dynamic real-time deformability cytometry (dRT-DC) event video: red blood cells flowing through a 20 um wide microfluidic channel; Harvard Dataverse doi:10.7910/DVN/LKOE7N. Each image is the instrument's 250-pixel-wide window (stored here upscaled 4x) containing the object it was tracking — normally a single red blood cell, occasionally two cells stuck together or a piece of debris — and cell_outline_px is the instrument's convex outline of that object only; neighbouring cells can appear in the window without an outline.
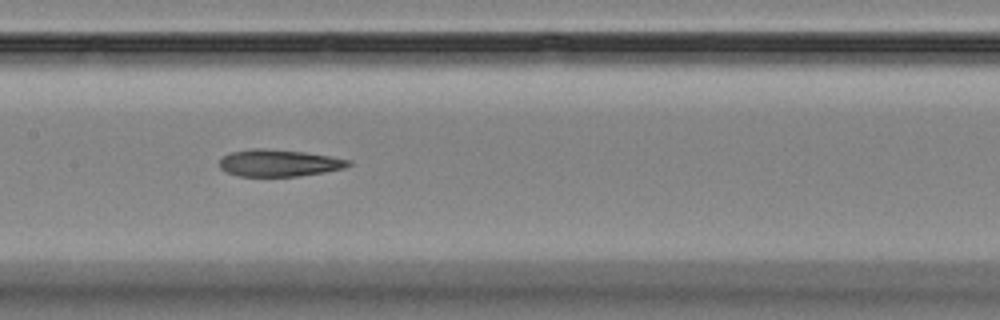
{"species": "Egyptian fruit bat (a non-hibernating species)", "species_latin": "Rousettus aegyptiacus", "temperature_condition": "room temperature", "stored_images_in_passage": 8, "camera_frame_rate_fps": 3000, "um_per_image_px": 0.085, "animal": {"sex": "female"}, "frame": {"image": 1, "passage_image": 7, "time_ms": 6.667, "image_size_px": [1000, 320], "cell_outline_px": [[352, 164], [344, 168], [324, 172], [296, 176], [240, 176], [224, 172], [220, 168], [220, 160], [224, 156], [232, 152], [252, 148], [264, 148], [304, 152], [352, 160]], "centroid_in_image_um": [23.7, 13.85], "position_along_channel_um": 183.7, "area_um2": 20.17}}
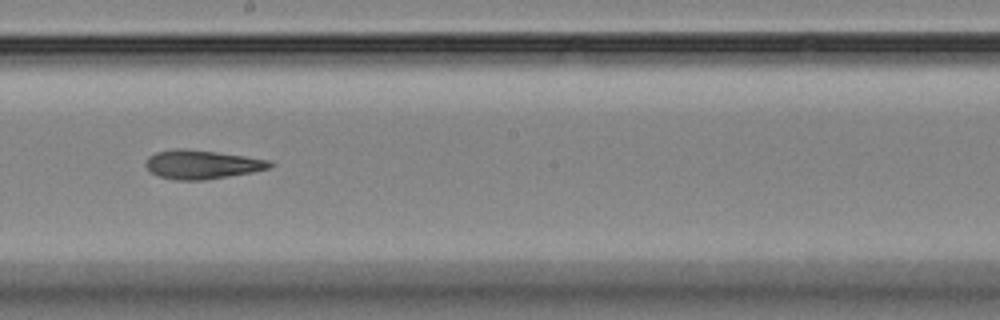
{"frame": {"image": 2, "passage_image": 8, "time_ms": 8.0, "image_size_px": [1000, 320], "cell_outline_px": [[276, 164], [268, 168], [252, 172], [204, 180], [176, 180], [156, 176], [144, 164], [148, 156], [156, 152], [172, 148], [184, 148], [216, 152], [272, 160]], "centroid_in_image_um": [17.15, 13.97], "position_along_channel_um": 231.1, "area_um2": 20.98}}